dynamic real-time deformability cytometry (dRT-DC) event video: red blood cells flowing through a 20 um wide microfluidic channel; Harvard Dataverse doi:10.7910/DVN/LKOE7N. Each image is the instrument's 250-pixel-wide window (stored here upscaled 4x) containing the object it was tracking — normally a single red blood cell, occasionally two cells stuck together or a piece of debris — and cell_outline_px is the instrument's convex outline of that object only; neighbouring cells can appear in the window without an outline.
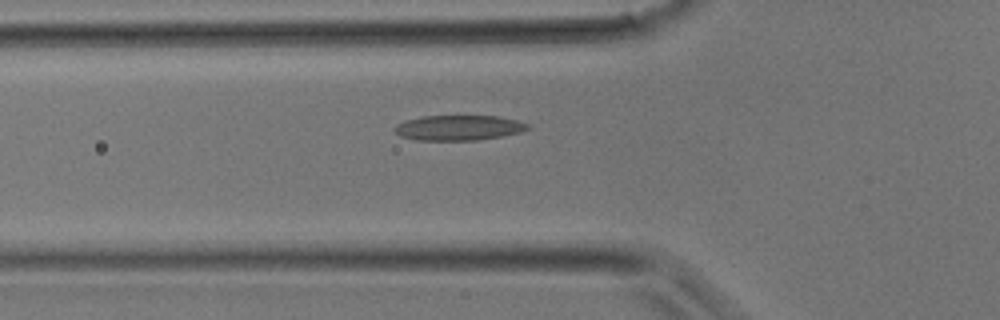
{"species": "common noctule bat (a hibernating species)", "species_latin": "Nyctalus noctula", "temperature_condition": "room temperature", "stored_images_in_passage": 26, "camera_frame_rate_fps": 3000, "um_per_image_px": 0.085, "animal": {"sex": "male", "body_mass_g": 17.9}, "frame": {"image": 1, "passage_image": 5, "time_ms": 1.333, "image_size_px": [1000, 320], "cell_outline_px": [[532, 128], [524, 132], [476, 140], [416, 140], [400, 136], [392, 128], [396, 124], [404, 120], [424, 116], [496, 116], [516, 120], [532, 124]], "centroid_in_image_um": [39.01, 10.86], "position_along_channel_um": 86.8, "area_um2": 19.71}}
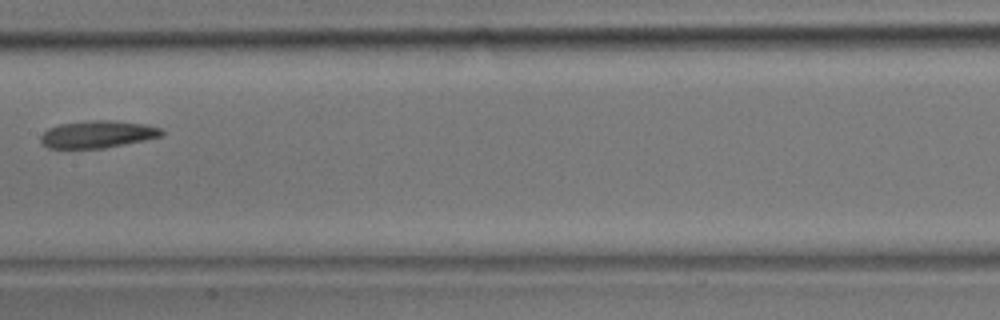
{"frame": {"image": 2, "passage_image": 11, "time_ms": 3.333, "image_size_px": [1000, 320], "cell_outline_px": [[164, 132], [160, 136], [144, 140], [104, 148], [48, 148], [40, 140], [40, 136], [48, 128], [60, 124], [92, 120], [112, 120], [144, 124], [160, 128]], "centroid_in_image_um": [8.27, 11.41], "position_along_channel_um": 199.1, "area_um2": 19.02}}
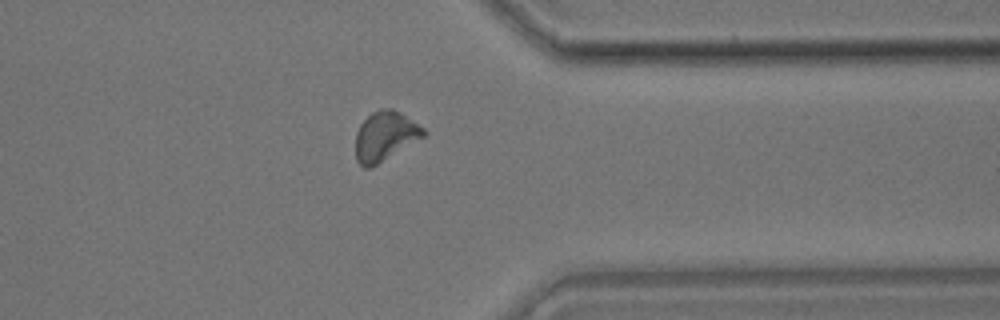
{"frame": {"image": 3, "passage_image": 21, "time_ms": 6.667, "image_size_px": [1000, 320], "cell_outline_px": [[428, 132], [424, 136], [372, 168], [364, 168], [356, 160], [356, 132], [360, 124], [372, 112], [380, 108], [392, 108], [400, 112], [424, 128]], "centroid_in_image_um": [32.72, 11.57], "position_along_channel_um": 378.7, "area_um2": 19.59}}